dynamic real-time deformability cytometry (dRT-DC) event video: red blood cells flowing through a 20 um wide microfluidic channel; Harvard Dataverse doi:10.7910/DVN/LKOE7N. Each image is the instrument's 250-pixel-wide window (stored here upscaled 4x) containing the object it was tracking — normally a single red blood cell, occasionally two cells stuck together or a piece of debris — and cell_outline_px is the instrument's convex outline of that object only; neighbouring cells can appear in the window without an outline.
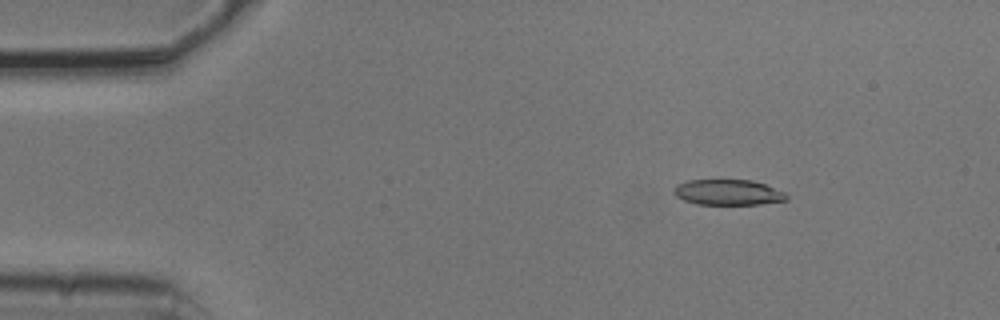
{"species": "common noctule bat (a hibernating species)", "species_latin": "Nyctalus noctula", "temperature_condition": "cold", "stored_images_in_passage": 4, "camera_frame_rate_fps": 3000, "um_per_image_px": 0.085, "animal": {"sex": "male", "body_mass_g": 20.5, "forearm_length_mm": 52.5}, "frame": {"image": 1, "passage_image": 2, "time_ms": 0.333, "image_size_px": [1000, 320], "cell_outline_px": [[788, 200], [760, 204], [696, 204], [684, 200], [676, 196], [672, 192], [676, 184], [688, 180], [752, 180], [764, 184], [784, 192], [788, 196]], "centroid_in_image_um": [61.86, 16.35], "position_along_channel_um": 23.1, "area_um2": 16.76}}